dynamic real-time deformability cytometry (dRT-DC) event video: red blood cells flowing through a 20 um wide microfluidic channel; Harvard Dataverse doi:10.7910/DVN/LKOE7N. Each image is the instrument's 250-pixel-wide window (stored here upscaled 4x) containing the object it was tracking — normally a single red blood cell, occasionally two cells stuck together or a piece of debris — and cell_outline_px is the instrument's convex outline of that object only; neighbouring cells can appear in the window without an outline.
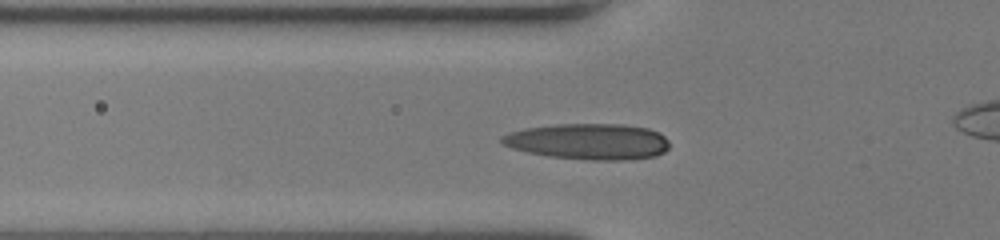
{"species": "human", "species_latin": "Homo sapiens", "temperature_condition": "room temperature", "stored_images_in_passage": 47, "camera_frame_rate_fps": 3000, "um_per_image_px": 0.085, "donor": {"sex": "female"}, "frame": {"image": 1, "passage_image": 13, "time_ms": 4.0, "image_size_px": [1000, 240], "cell_outline_px": [[668, 148], [664, 152], [656, 156], [628, 160], [592, 160], [548, 156], [528, 152], [512, 148], [504, 144], [500, 140], [500, 136], [508, 132], [524, 128], [556, 124], [624, 124], [648, 128], [660, 132], [668, 140]], "centroid_in_image_um": [50.03, 12.02], "position_along_channel_um": 75.8, "area_um2": 35.37}}
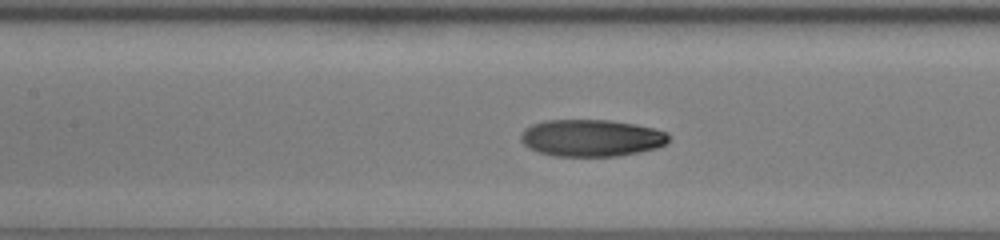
{"frame": {"image": 2, "passage_image": 19, "time_ms": 6.0, "image_size_px": [1000, 240], "cell_outline_px": [[668, 140], [664, 144], [656, 148], [640, 152], [616, 156], [552, 156], [536, 152], [528, 148], [520, 140], [520, 136], [524, 128], [532, 124], [544, 120], [608, 120], [636, 124], [656, 128], [668, 132]], "centroid_in_image_um": [50.24, 11.72], "position_along_channel_um": 157.2, "area_um2": 32.19}}
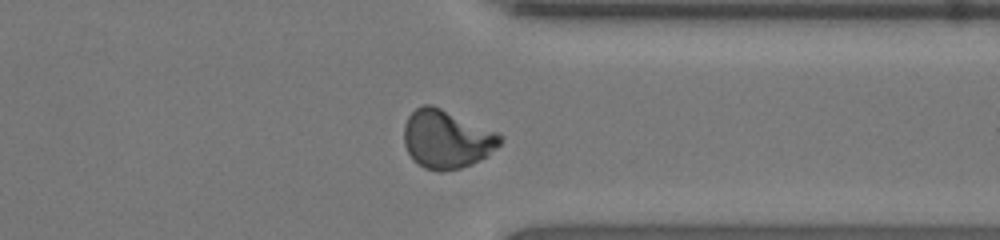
{"frame": {"image": 3, "passage_image": 35, "time_ms": 11.333, "image_size_px": [1000, 240], "cell_outline_px": [[504, 140], [488, 156], [472, 164], [460, 168], [440, 172], [424, 168], [412, 160], [404, 144], [404, 124], [408, 116], [416, 108], [424, 104], [432, 104], [500, 132], [504, 136]], "centroid_in_image_um": [37.99, 11.82], "position_along_channel_um": 373.4, "area_um2": 33.29}, "authors_computed_cell_mechanics": {"area_um2": 31.1542, "velocity_mm_per_s": 4.067, "shape_relaxation_time_tau1_ms": 6.66, "shape_relaxation_time_tau2_ms": 1.7233, "deformation_change_tau1": 0.2494, "deformation_change_tau2": 0.0568}}